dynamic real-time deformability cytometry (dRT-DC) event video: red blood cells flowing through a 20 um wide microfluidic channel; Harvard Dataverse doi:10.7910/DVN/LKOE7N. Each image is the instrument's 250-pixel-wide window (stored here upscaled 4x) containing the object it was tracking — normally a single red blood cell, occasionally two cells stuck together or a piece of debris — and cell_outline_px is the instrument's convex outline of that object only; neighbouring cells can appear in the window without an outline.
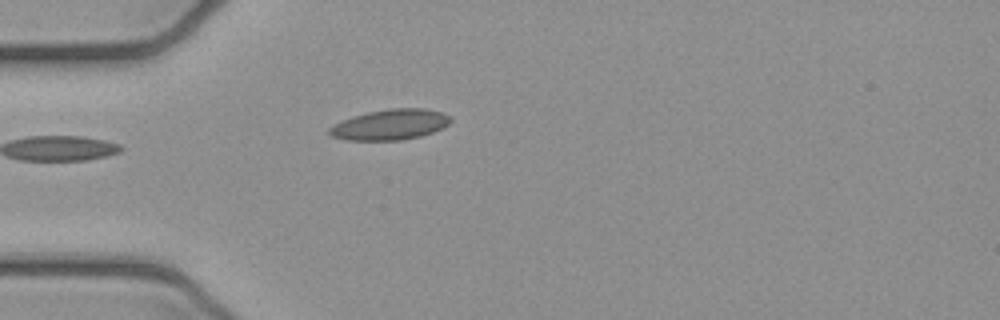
{"species": "common noctule bat (a hibernating species)", "species_latin": "Nyctalus noctula", "temperature_condition": "cold", "stored_images_in_passage": 6, "camera_frame_rate_fps": 3000, "um_per_image_px": 0.085, "animal": {"sex": "female", "body_mass_g": 21.9}, "frame": {"image": 1, "passage_image": 6, "time_ms": 1.667, "image_size_px": [1000, 320], "cell_outline_px": [[452, 120], [444, 128], [420, 136], [400, 140], [348, 140], [332, 136], [328, 132], [328, 128], [332, 124], [352, 116], [368, 112], [388, 108], [424, 108], [440, 112], [452, 116]], "centroid_in_image_um": [33.16, 10.58], "position_along_channel_um": 51.8, "area_um2": 21.68}}